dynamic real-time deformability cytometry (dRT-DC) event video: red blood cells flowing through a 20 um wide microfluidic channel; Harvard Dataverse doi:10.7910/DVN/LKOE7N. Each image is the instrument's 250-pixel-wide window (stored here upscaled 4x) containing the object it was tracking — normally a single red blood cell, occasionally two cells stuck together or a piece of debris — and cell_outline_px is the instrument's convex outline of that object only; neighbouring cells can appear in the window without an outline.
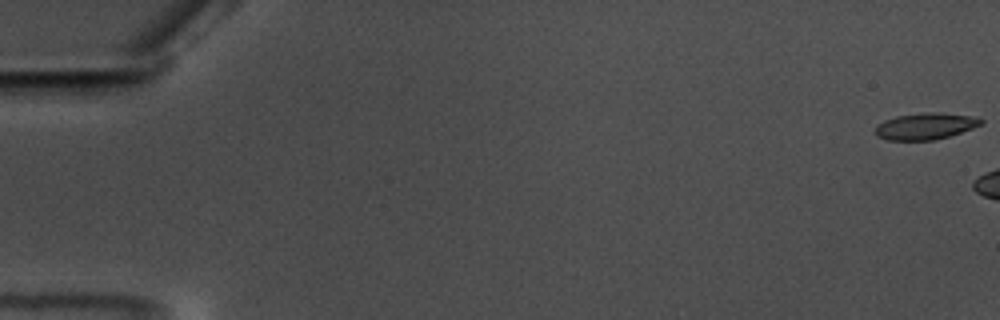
{"species": "common noctule bat (a hibernating species)", "species_latin": "Nyctalus noctula", "temperature_condition": "warm", "stored_images_in_passage": 6, "camera_frame_rate_fps": 3000, "um_per_image_px": 0.085, "animal": {"sex": "male", "body_mass_g": 17.5, "forearm_length_mm": 52.3}, "frame": {"image": 1, "passage_image": 1, "time_ms": 0.0, "image_size_px": [1000, 320], "cell_outline_px": [[984, 124], [936, 140], [888, 140], [876, 136], [876, 128], [884, 120], [896, 116], [928, 112], [940, 112], [972, 116], [984, 120]], "centroid_in_image_um": [78.69, 10.72], "position_along_channel_um": 6.3, "area_um2": 16.24}}